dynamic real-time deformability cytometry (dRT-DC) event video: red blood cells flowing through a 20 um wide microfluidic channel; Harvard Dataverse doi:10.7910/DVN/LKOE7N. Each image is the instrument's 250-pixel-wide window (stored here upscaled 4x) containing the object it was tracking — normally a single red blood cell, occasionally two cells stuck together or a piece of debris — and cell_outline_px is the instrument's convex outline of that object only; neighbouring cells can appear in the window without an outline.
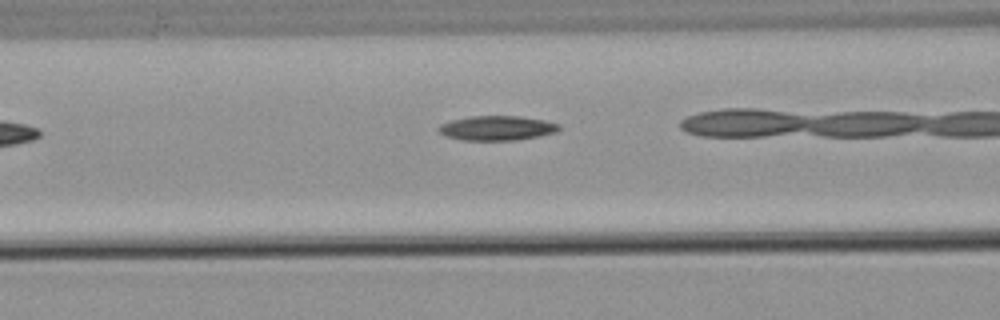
{"species": "common noctule bat (a hibernating species)", "species_latin": "Nyctalus noctula", "temperature_condition": "warm", "stored_images_in_passage": 13, "camera_frame_rate_fps": 3000, "um_per_image_px": 0.085, "animal": {"sex": "male", "body_mass_g": 21.5, "forearm_length_mm": 52.0}, "frame": {"image": 1, "passage_image": 3, "time_ms": 0.667, "image_size_px": [1000, 320], "cell_outline_px": [[560, 128], [556, 132], [516, 140], [460, 140], [444, 136], [436, 128], [440, 124], [452, 120], [468, 116], [520, 116], [544, 120], [560, 124]], "centroid_in_image_um": [42.19, 10.88], "position_along_channel_um": 124.4, "area_um2": 17.28}}
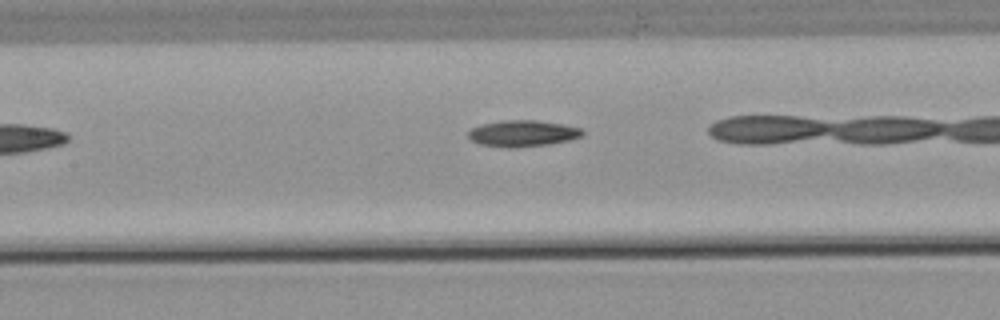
{"frame": {"image": 2, "passage_image": 6, "time_ms": 1.667, "image_size_px": [1000, 320], "cell_outline_px": [[584, 136], [552, 144], [516, 148], [508, 148], [480, 144], [472, 140], [468, 136], [468, 132], [472, 128], [480, 124], [504, 120], [536, 120], [564, 124], [580, 128], [584, 132]], "centroid_in_image_um": [44.45, 11.34], "position_along_channel_um": 163.0, "area_um2": 17.69}}